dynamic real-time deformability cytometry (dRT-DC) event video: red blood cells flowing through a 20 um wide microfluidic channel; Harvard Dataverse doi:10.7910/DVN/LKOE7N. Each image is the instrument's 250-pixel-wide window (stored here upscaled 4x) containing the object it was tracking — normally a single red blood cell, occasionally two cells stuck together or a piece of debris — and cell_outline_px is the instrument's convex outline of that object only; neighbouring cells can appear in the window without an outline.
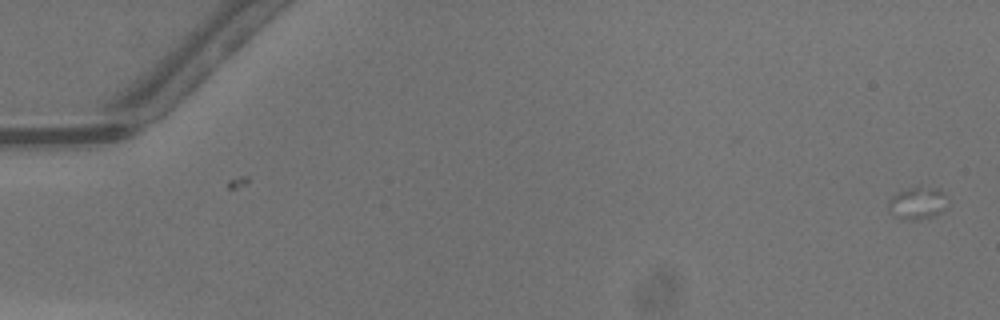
{"species": "common noctule bat (a hibernating species)", "species_latin": "Nyctalus noctula", "temperature_condition": "warm", "stored_images_in_passage": 2, "camera_frame_rate_fps": 3000, "um_per_image_px": 0.085, "animal": {"sex": "male", "body_mass_g": 13.3}, "frame": {"image": 1, "passage_image": 1, "time_ms": 0.0, "image_size_px": [1000, 320], "cell_outline_px": [[948, 208], [944, 212], [936, 216], [920, 220], [904, 220], [892, 216], [888, 208], [888, 200], [896, 192], [920, 184], [940, 188], [944, 192]], "centroid_in_image_um": [78.01, 17.25], "position_along_channel_um": 7.0, "area_um2": 12.02}}